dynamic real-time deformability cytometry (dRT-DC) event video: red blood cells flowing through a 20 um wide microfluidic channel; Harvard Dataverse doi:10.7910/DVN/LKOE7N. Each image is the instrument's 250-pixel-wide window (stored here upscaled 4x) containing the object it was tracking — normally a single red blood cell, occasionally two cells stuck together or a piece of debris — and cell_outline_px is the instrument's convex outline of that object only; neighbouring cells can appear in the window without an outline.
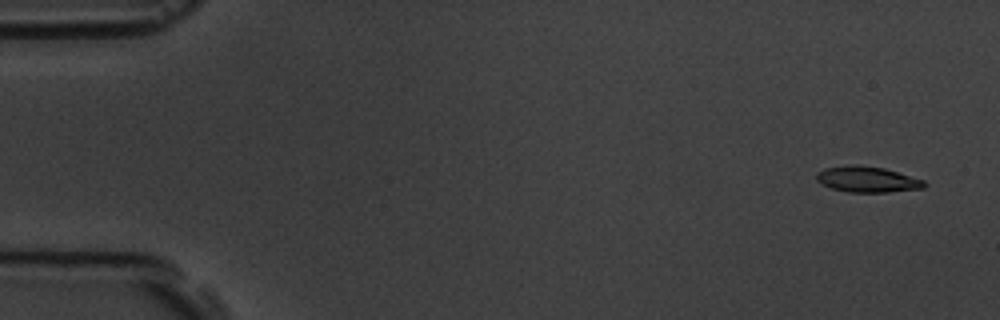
{"species": "common noctule bat (a hibernating species)", "species_latin": "Nyctalus noctula", "temperature_condition": "room temperature", "stored_images_in_passage": 5, "camera_frame_rate_fps": 3000, "um_per_image_px": 0.085, "animal": {"sex": "male", "body_mass_g": 19.5, "forearm_length_mm": 54.6}, "frame": {"image": 1, "passage_image": 1, "time_ms": 0.0, "image_size_px": [1000, 320], "cell_outline_px": [[928, 184], [924, 188], [888, 192], [848, 192], [832, 188], [816, 180], [816, 172], [824, 168], [848, 164], [856, 164], [884, 168], [924, 180]], "centroid_in_image_um": [73.71, 15.23], "position_along_channel_um": 11.3, "area_um2": 16.3}}
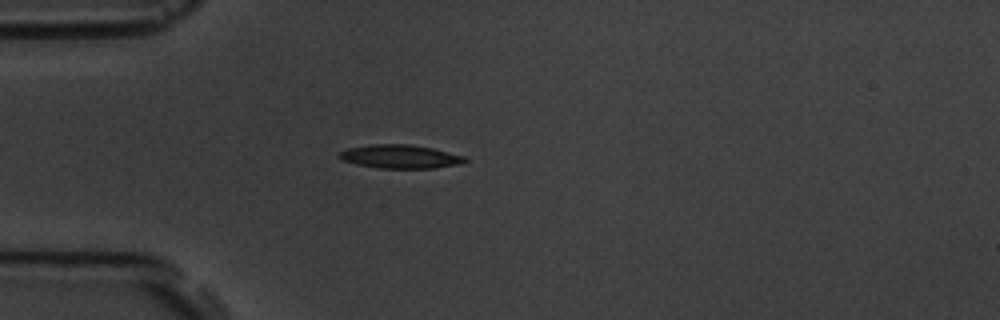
{"frame": {"image": 2, "passage_image": 4, "time_ms": 4.333, "image_size_px": [1000, 320], "cell_outline_px": [[468, 160], [460, 164], [436, 168], [376, 168], [356, 164], [344, 160], [336, 156], [340, 152], [348, 148], [372, 144], [408, 144], [432, 148], [464, 156]], "centroid_in_image_um": [34.01, 13.31], "position_along_channel_um": 51.0, "area_um2": 17.22}}